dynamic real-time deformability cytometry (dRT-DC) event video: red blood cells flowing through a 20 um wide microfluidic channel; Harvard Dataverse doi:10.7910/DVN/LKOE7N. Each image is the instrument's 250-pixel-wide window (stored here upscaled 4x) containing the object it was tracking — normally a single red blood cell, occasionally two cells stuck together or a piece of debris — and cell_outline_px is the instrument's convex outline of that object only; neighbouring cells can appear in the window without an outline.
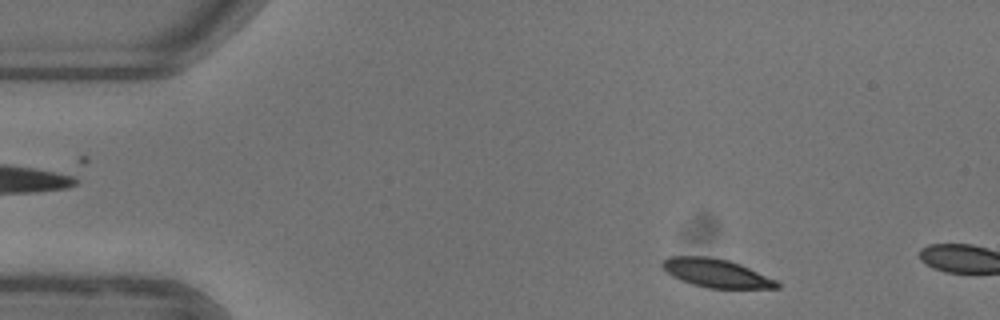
{"species": "common noctule bat (a hibernating species)", "species_latin": "Nyctalus noctula", "temperature_condition": "warm", "stored_images_in_passage": 6, "camera_frame_rate_fps": 3000, "um_per_image_px": 0.085, "animal": {"sex": "female"}, "frame": {"image": 1, "passage_image": 3, "time_ms": 0.667, "image_size_px": [1000, 320], "cell_outline_px": [[780, 288], [708, 288], [692, 284], [680, 280], [672, 276], [660, 264], [668, 256], [708, 256], [728, 260], [740, 264], [776, 280], [780, 284]], "centroid_in_image_um": [60.86, 23.21], "position_along_channel_um": 24.1, "area_um2": 18.9}}